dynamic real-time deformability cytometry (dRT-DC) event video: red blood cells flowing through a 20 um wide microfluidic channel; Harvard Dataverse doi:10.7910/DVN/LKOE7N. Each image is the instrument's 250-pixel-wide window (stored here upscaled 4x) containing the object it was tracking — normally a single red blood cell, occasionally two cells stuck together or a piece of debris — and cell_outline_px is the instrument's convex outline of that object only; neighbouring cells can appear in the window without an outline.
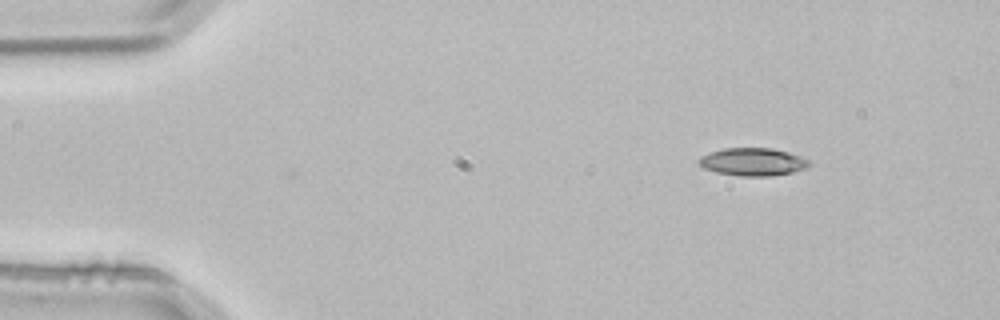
{"species": "common noctule bat (a hibernating species)", "species_latin": "Nyctalus noctula", "temperature_condition": "room temperature", "stored_images_in_passage": 40, "camera_frame_rate_fps": 3000, "um_per_image_px": 0.085, "animal": {"sex": "male", "body_mass_g": 21.5, "forearm_length_mm": 52.0}, "frame": {"image": 1, "passage_image": 1, "time_ms": 0.0, "image_size_px": [1000, 320], "cell_outline_px": [[812, 164], [804, 168], [792, 172], [768, 176], [740, 176], [716, 172], [704, 168], [696, 160], [700, 156], [724, 148], [772, 148], [788, 152], [800, 156], [808, 160]], "centroid_in_image_um": [63.97, 13.75], "position_along_channel_um": 21.0, "area_um2": 17.74}}
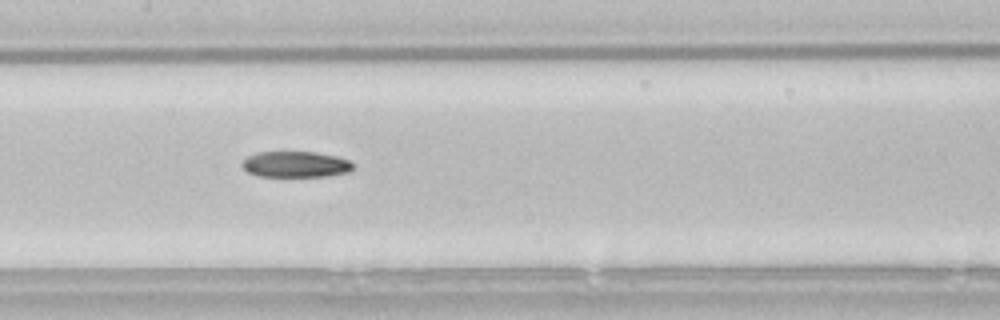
{"frame": {"image": 2, "passage_image": 20, "time_ms": 6.333, "image_size_px": [1000, 320], "cell_outline_px": [[352, 172], [328, 176], [256, 176], [248, 172], [240, 164], [248, 156], [256, 152], [312, 152], [336, 156], [348, 160], [352, 164]], "centroid_in_image_um": [25.12, 13.97], "position_along_channel_um": 182.3, "area_um2": 16.76}}
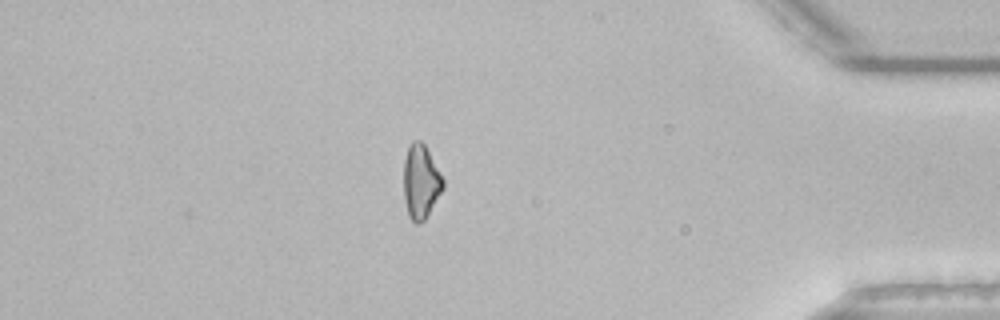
{"frame": {"image": 3, "passage_image": 40, "time_ms": 13.0, "image_size_px": [1000, 320], "cell_outline_px": [[444, 188], [424, 220], [420, 224], [416, 224], [408, 216], [404, 200], [404, 160], [408, 148], [412, 140], [420, 140], [424, 144], [444, 180]], "centroid_in_image_um": [35.76, 15.46], "position_along_channel_um": 399.4, "area_um2": 16.88}}